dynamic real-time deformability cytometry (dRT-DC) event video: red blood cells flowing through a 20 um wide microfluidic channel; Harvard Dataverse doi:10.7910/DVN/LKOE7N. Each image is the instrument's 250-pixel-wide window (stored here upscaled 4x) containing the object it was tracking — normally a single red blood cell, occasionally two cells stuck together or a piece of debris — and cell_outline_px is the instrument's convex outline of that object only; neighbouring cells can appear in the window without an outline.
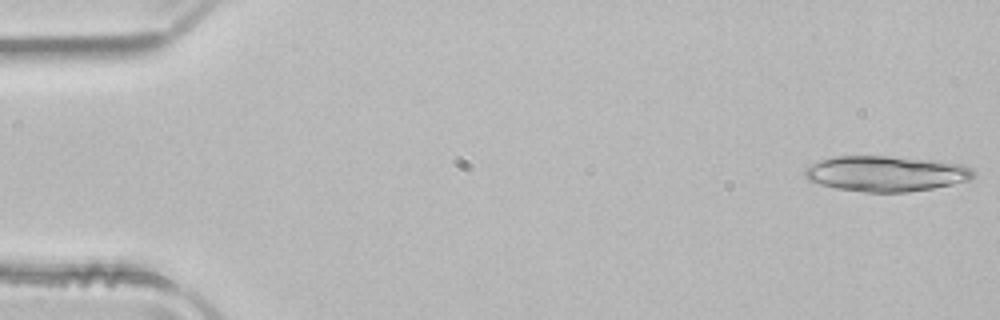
{"species": "common noctule bat (a hibernating species)", "species_latin": "Nyctalus noctula", "temperature_condition": "room temperature", "stored_images_in_passage": 49, "segment_of_instrument_passage": [1, 2], "camera_frame_rate_fps": 3000, "um_per_image_px": 0.085, "animal": {"sex": "male", "body_mass_g": 21.5, "forearm_length_mm": 52.0}, "frame": {"image": 1, "passage_image": 1, "time_ms": 0.0, "image_size_px": [1000, 320], "cell_outline_px": [[976, 176], [968, 180], [952, 184], [932, 188], [908, 192], [864, 192], [836, 188], [820, 184], [808, 180], [804, 176], [804, 168], [820, 160], [836, 156], [892, 156], [936, 160], [964, 164], [972, 168], [976, 172]], "centroid_in_image_um": [75.34, 14.75], "position_along_channel_um": 9.7, "area_um2": 35.2}}